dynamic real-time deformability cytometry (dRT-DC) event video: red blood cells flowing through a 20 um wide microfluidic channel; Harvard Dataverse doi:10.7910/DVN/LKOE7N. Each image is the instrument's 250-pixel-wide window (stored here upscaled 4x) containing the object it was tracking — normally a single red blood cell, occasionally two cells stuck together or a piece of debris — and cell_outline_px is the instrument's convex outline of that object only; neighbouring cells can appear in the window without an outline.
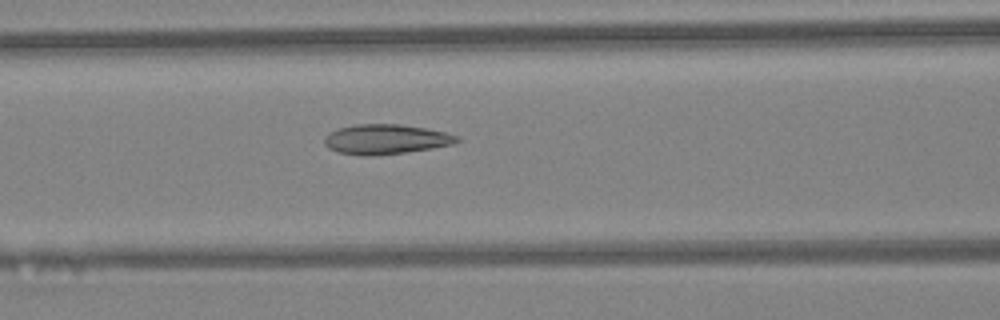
{"species": "Egyptian fruit bat (a non-hibernating species)", "species_latin": "Rousettus aegyptiacus", "temperature_condition": "warm", "stored_images_in_passage": 45, "camera_frame_rate_fps": 3000, "um_per_image_px": 0.085, "animal": {"sex": "female"}, "frame": {"image": 1, "passage_image": 19, "time_ms": 6.0, "image_size_px": [1000, 320], "cell_outline_px": [[460, 140], [452, 144], [432, 148], [376, 156], [364, 156], [336, 152], [328, 148], [324, 144], [324, 136], [340, 128], [356, 124], [400, 124], [428, 128], [460, 136]], "centroid_in_image_um": [32.79, 11.84], "position_along_channel_um": 133.8, "area_um2": 23.12}}
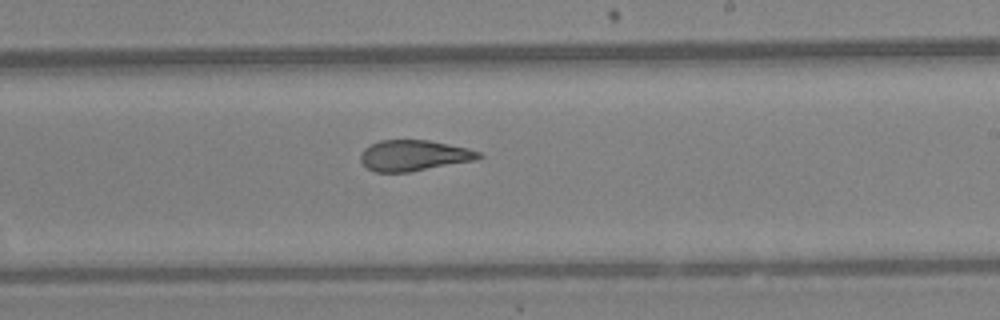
{"frame": {"image": 2, "passage_image": 27, "time_ms": 8.667, "image_size_px": [1000, 320], "cell_outline_px": [[484, 156], [476, 160], [408, 172], [376, 172], [368, 168], [360, 160], [360, 156], [364, 148], [380, 140], [428, 140], [468, 148], [480, 152]], "centroid_in_image_um": [35.19, 13.21], "position_along_channel_um": 253.8, "area_um2": 21.1}}
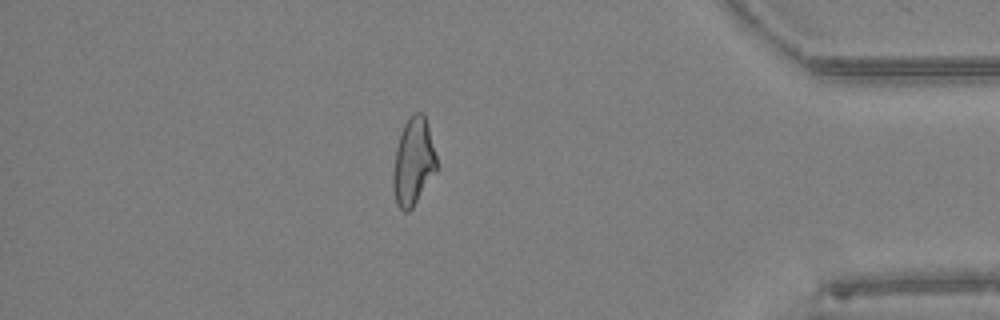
{"frame": {"image": 3, "passage_image": 39, "time_ms": 12.667, "image_size_px": [1000, 320], "cell_outline_px": [[436, 172], [412, 208], [408, 212], [404, 212], [396, 204], [392, 188], [392, 176], [396, 148], [404, 124], [408, 116], [416, 112], [424, 112], [428, 124], [436, 156]], "centroid_in_image_um": [35.12, 13.75], "position_along_channel_um": 400.1, "area_um2": 22.25}, "authors_computed_cell_mechanics": {"area_um2": 23.0622, "velocity_mm_per_s": 4.5375, "shape_relaxation_time_tau1_ms": null, "shape_relaxation_time_tau2_ms": 2.112, "deformation_change_tau1": null, "deformation_change_tau2": 0.1093}}